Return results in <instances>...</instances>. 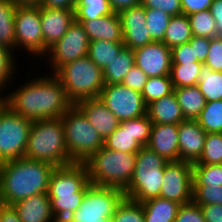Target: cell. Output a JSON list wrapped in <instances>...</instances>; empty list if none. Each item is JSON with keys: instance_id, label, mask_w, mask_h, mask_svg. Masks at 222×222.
I'll return each mask as SVG.
<instances>
[{"instance_id": "obj_1", "label": "cell", "mask_w": 222, "mask_h": 222, "mask_svg": "<svg viewBox=\"0 0 222 222\" xmlns=\"http://www.w3.org/2000/svg\"><path fill=\"white\" fill-rule=\"evenodd\" d=\"M13 90L2 96L3 103L14 113L32 121L62 117L73 105L63 85L51 73L32 76Z\"/></svg>"}, {"instance_id": "obj_2", "label": "cell", "mask_w": 222, "mask_h": 222, "mask_svg": "<svg viewBox=\"0 0 222 222\" xmlns=\"http://www.w3.org/2000/svg\"><path fill=\"white\" fill-rule=\"evenodd\" d=\"M54 168L47 162L26 157L1 163L2 195L5 205H13L30 196L47 193Z\"/></svg>"}, {"instance_id": "obj_3", "label": "cell", "mask_w": 222, "mask_h": 222, "mask_svg": "<svg viewBox=\"0 0 222 222\" xmlns=\"http://www.w3.org/2000/svg\"><path fill=\"white\" fill-rule=\"evenodd\" d=\"M90 185L84 163L75 162L54 168L47 193L57 222H65L79 208Z\"/></svg>"}, {"instance_id": "obj_4", "label": "cell", "mask_w": 222, "mask_h": 222, "mask_svg": "<svg viewBox=\"0 0 222 222\" xmlns=\"http://www.w3.org/2000/svg\"><path fill=\"white\" fill-rule=\"evenodd\" d=\"M24 157L54 167L70 164L61 117L32 122Z\"/></svg>"}, {"instance_id": "obj_5", "label": "cell", "mask_w": 222, "mask_h": 222, "mask_svg": "<svg viewBox=\"0 0 222 222\" xmlns=\"http://www.w3.org/2000/svg\"><path fill=\"white\" fill-rule=\"evenodd\" d=\"M135 162L136 153L115 151L103 146L84 164L91 184L125 191L131 182Z\"/></svg>"}, {"instance_id": "obj_6", "label": "cell", "mask_w": 222, "mask_h": 222, "mask_svg": "<svg viewBox=\"0 0 222 222\" xmlns=\"http://www.w3.org/2000/svg\"><path fill=\"white\" fill-rule=\"evenodd\" d=\"M54 75L73 104L85 99L99 98L105 86L103 70L88 56L61 66Z\"/></svg>"}, {"instance_id": "obj_7", "label": "cell", "mask_w": 222, "mask_h": 222, "mask_svg": "<svg viewBox=\"0 0 222 222\" xmlns=\"http://www.w3.org/2000/svg\"><path fill=\"white\" fill-rule=\"evenodd\" d=\"M167 161L147 146L136 153L131 182L125 189V198L142 203L160 197L164 166Z\"/></svg>"}, {"instance_id": "obj_8", "label": "cell", "mask_w": 222, "mask_h": 222, "mask_svg": "<svg viewBox=\"0 0 222 222\" xmlns=\"http://www.w3.org/2000/svg\"><path fill=\"white\" fill-rule=\"evenodd\" d=\"M70 164L84 163L104 146V140L83 112L73 104L61 117Z\"/></svg>"}, {"instance_id": "obj_9", "label": "cell", "mask_w": 222, "mask_h": 222, "mask_svg": "<svg viewBox=\"0 0 222 222\" xmlns=\"http://www.w3.org/2000/svg\"><path fill=\"white\" fill-rule=\"evenodd\" d=\"M125 198L118 188L91 184L79 208L65 222H111L116 208Z\"/></svg>"}, {"instance_id": "obj_10", "label": "cell", "mask_w": 222, "mask_h": 222, "mask_svg": "<svg viewBox=\"0 0 222 222\" xmlns=\"http://www.w3.org/2000/svg\"><path fill=\"white\" fill-rule=\"evenodd\" d=\"M32 122L0 104V164L24 157Z\"/></svg>"}, {"instance_id": "obj_11", "label": "cell", "mask_w": 222, "mask_h": 222, "mask_svg": "<svg viewBox=\"0 0 222 222\" xmlns=\"http://www.w3.org/2000/svg\"><path fill=\"white\" fill-rule=\"evenodd\" d=\"M89 39L82 24L76 20L64 36L51 46L42 58L49 61L51 74L61 66L88 55Z\"/></svg>"}, {"instance_id": "obj_12", "label": "cell", "mask_w": 222, "mask_h": 222, "mask_svg": "<svg viewBox=\"0 0 222 222\" xmlns=\"http://www.w3.org/2000/svg\"><path fill=\"white\" fill-rule=\"evenodd\" d=\"M99 99L120 122L143 117L147 114V105L142 93L123 84H105Z\"/></svg>"}, {"instance_id": "obj_13", "label": "cell", "mask_w": 222, "mask_h": 222, "mask_svg": "<svg viewBox=\"0 0 222 222\" xmlns=\"http://www.w3.org/2000/svg\"><path fill=\"white\" fill-rule=\"evenodd\" d=\"M16 52L27 51L33 58H43V34L40 7H17L15 13Z\"/></svg>"}, {"instance_id": "obj_14", "label": "cell", "mask_w": 222, "mask_h": 222, "mask_svg": "<svg viewBox=\"0 0 222 222\" xmlns=\"http://www.w3.org/2000/svg\"><path fill=\"white\" fill-rule=\"evenodd\" d=\"M152 122L146 114L143 117L120 122L119 127L104 140V147L126 153H137L147 146Z\"/></svg>"}, {"instance_id": "obj_15", "label": "cell", "mask_w": 222, "mask_h": 222, "mask_svg": "<svg viewBox=\"0 0 222 222\" xmlns=\"http://www.w3.org/2000/svg\"><path fill=\"white\" fill-rule=\"evenodd\" d=\"M160 198L182 204L192 202V164L185 161H169L164 166Z\"/></svg>"}, {"instance_id": "obj_16", "label": "cell", "mask_w": 222, "mask_h": 222, "mask_svg": "<svg viewBox=\"0 0 222 222\" xmlns=\"http://www.w3.org/2000/svg\"><path fill=\"white\" fill-rule=\"evenodd\" d=\"M135 65L147 76L158 77L170 75L171 48L163 42H152L133 50Z\"/></svg>"}, {"instance_id": "obj_17", "label": "cell", "mask_w": 222, "mask_h": 222, "mask_svg": "<svg viewBox=\"0 0 222 222\" xmlns=\"http://www.w3.org/2000/svg\"><path fill=\"white\" fill-rule=\"evenodd\" d=\"M123 44L131 50L144 47L147 44L154 42L146 27L145 8L138 5L126 9L119 13Z\"/></svg>"}, {"instance_id": "obj_18", "label": "cell", "mask_w": 222, "mask_h": 222, "mask_svg": "<svg viewBox=\"0 0 222 222\" xmlns=\"http://www.w3.org/2000/svg\"><path fill=\"white\" fill-rule=\"evenodd\" d=\"M43 34V57L60 40L75 20L74 10L40 7Z\"/></svg>"}, {"instance_id": "obj_19", "label": "cell", "mask_w": 222, "mask_h": 222, "mask_svg": "<svg viewBox=\"0 0 222 222\" xmlns=\"http://www.w3.org/2000/svg\"><path fill=\"white\" fill-rule=\"evenodd\" d=\"M206 132L197 120H184L179 124V160L196 163L204 148Z\"/></svg>"}, {"instance_id": "obj_20", "label": "cell", "mask_w": 222, "mask_h": 222, "mask_svg": "<svg viewBox=\"0 0 222 222\" xmlns=\"http://www.w3.org/2000/svg\"><path fill=\"white\" fill-rule=\"evenodd\" d=\"M179 125L152 124L147 147L167 162L179 161Z\"/></svg>"}, {"instance_id": "obj_21", "label": "cell", "mask_w": 222, "mask_h": 222, "mask_svg": "<svg viewBox=\"0 0 222 222\" xmlns=\"http://www.w3.org/2000/svg\"><path fill=\"white\" fill-rule=\"evenodd\" d=\"M75 105L83 112L103 140L119 127L120 121L118 118L107 109L99 98L81 100Z\"/></svg>"}, {"instance_id": "obj_22", "label": "cell", "mask_w": 222, "mask_h": 222, "mask_svg": "<svg viewBox=\"0 0 222 222\" xmlns=\"http://www.w3.org/2000/svg\"><path fill=\"white\" fill-rule=\"evenodd\" d=\"M22 222H57L48 193H40L12 205Z\"/></svg>"}, {"instance_id": "obj_23", "label": "cell", "mask_w": 222, "mask_h": 222, "mask_svg": "<svg viewBox=\"0 0 222 222\" xmlns=\"http://www.w3.org/2000/svg\"><path fill=\"white\" fill-rule=\"evenodd\" d=\"M82 24L89 41L106 40L123 42V33L119 14L112 13L94 20L78 21Z\"/></svg>"}, {"instance_id": "obj_24", "label": "cell", "mask_w": 222, "mask_h": 222, "mask_svg": "<svg viewBox=\"0 0 222 222\" xmlns=\"http://www.w3.org/2000/svg\"><path fill=\"white\" fill-rule=\"evenodd\" d=\"M147 115L152 124L179 125L186 120L174 92L148 104Z\"/></svg>"}, {"instance_id": "obj_25", "label": "cell", "mask_w": 222, "mask_h": 222, "mask_svg": "<svg viewBox=\"0 0 222 222\" xmlns=\"http://www.w3.org/2000/svg\"><path fill=\"white\" fill-rule=\"evenodd\" d=\"M174 94L177 97L184 118L188 120H196L206 105V100L200 92L199 87L196 85L174 88Z\"/></svg>"}, {"instance_id": "obj_26", "label": "cell", "mask_w": 222, "mask_h": 222, "mask_svg": "<svg viewBox=\"0 0 222 222\" xmlns=\"http://www.w3.org/2000/svg\"><path fill=\"white\" fill-rule=\"evenodd\" d=\"M144 211V222H174L179 203L163 199L152 198L141 203Z\"/></svg>"}, {"instance_id": "obj_27", "label": "cell", "mask_w": 222, "mask_h": 222, "mask_svg": "<svg viewBox=\"0 0 222 222\" xmlns=\"http://www.w3.org/2000/svg\"><path fill=\"white\" fill-rule=\"evenodd\" d=\"M135 65L134 52L128 47H123L104 69L103 79L105 84H119L125 75Z\"/></svg>"}, {"instance_id": "obj_28", "label": "cell", "mask_w": 222, "mask_h": 222, "mask_svg": "<svg viewBox=\"0 0 222 222\" xmlns=\"http://www.w3.org/2000/svg\"><path fill=\"white\" fill-rule=\"evenodd\" d=\"M12 0H0V45L16 51L15 13Z\"/></svg>"}, {"instance_id": "obj_29", "label": "cell", "mask_w": 222, "mask_h": 222, "mask_svg": "<svg viewBox=\"0 0 222 222\" xmlns=\"http://www.w3.org/2000/svg\"><path fill=\"white\" fill-rule=\"evenodd\" d=\"M192 37L193 33L188 16L180 14L171 18L162 42L168 48H173L189 42Z\"/></svg>"}, {"instance_id": "obj_30", "label": "cell", "mask_w": 222, "mask_h": 222, "mask_svg": "<svg viewBox=\"0 0 222 222\" xmlns=\"http://www.w3.org/2000/svg\"><path fill=\"white\" fill-rule=\"evenodd\" d=\"M197 86L206 102L222 100V72L212 71L203 64L198 75Z\"/></svg>"}, {"instance_id": "obj_31", "label": "cell", "mask_w": 222, "mask_h": 222, "mask_svg": "<svg viewBox=\"0 0 222 222\" xmlns=\"http://www.w3.org/2000/svg\"><path fill=\"white\" fill-rule=\"evenodd\" d=\"M123 47V42H109L106 40L89 41L87 56L103 70L117 57Z\"/></svg>"}, {"instance_id": "obj_32", "label": "cell", "mask_w": 222, "mask_h": 222, "mask_svg": "<svg viewBox=\"0 0 222 222\" xmlns=\"http://www.w3.org/2000/svg\"><path fill=\"white\" fill-rule=\"evenodd\" d=\"M203 63L171 64L170 79L174 88L196 86Z\"/></svg>"}, {"instance_id": "obj_33", "label": "cell", "mask_w": 222, "mask_h": 222, "mask_svg": "<svg viewBox=\"0 0 222 222\" xmlns=\"http://www.w3.org/2000/svg\"><path fill=\"white\" fill-rule=\"evenodd\" d=\"M76 21L94 20L113 13L108 0H79L75 10Z\"/></svg>"}, {"instance_id": "obj_34", "label": "cell", "mask_w": 222, "mask_h": 222, "mask_svg": "<svg viewBox=\"0 0 222 222\" xmlns=\"http://www.w3.org/2000/svg\"><path fill=\"white\" fill-rule=\"evenodd\" d=\"M196 120L206 133H221L222 100L206 102L200 116Z\"/></svg>"}, {"instance_id": "obj_35", "label": "cell", "mask_w": 222, "mask_h": 222, "mask_svg": "<svg viewBox=\"0 0 222 222\" xmlns=\"http://www.w3.org/2000/svg\"><path fill=\"white\" fill-rule=\"evenodd\" d=\"M193 186H222V164H192Z\"/></svg>"}, {"instance_id": "obj_36", "label": "cell", "mask_w": 222, "mask_h": 222, "mask_svg": "<svg viewBox=\"0 0 222 222\" xmlns=\"http://www.w3.org/2000/svg\"><path fill=\"white\" fill-rule=\"evenodd\" d=\"M174 92V86L169 75L149 77L142 91L144 103L160 99Z\"/></svg>"}, {"instance_id": "obj_37", "label": "cell", "mask_w": 222, "mask_h": 222, "mask_svg": "<svg viewBox=\"0 0 222 222\" xmlns=\"http://www.w3.org/2000/svg\"><path fill=\"white\" fill-rule=\"evenodd\" d=\"M145 15L146 27L149 30L152 40L162 42L172 16L160 9L150 8H145Z\"/></svg>"}, {"instance_id": "obj_38", "label": "cell", "mask_w": 222, "mask_h": 222, "mask_svg": "<svg viewBox=\"0 0 222 222\" xmlns=\"http://www.w3.org/2000/svg\"><path fill=\"white\" fill-rule=\"evenodd\" d=\"M12 50L0 45V95L3 96L7 91V87H11V82H14L12 79L16 76V70L18 68L16 63L17 59ZM14 76V77H13ZM10 84V85H9ZM3 91V92H2Z\"/></svg>"}, {"instance_id": "obj_39", "label": "cell", "mask_w": 222, "mask_h": 222, "mask_svg": "<svg viewBox=\"0 0 222 222\" xmlns=\"http://www.w3.org/2000/svg\"><path fill=\"white\" fill-rule=\"evenodd\" d=\"M193 36L213 38L217 36L216 22L210 10L188 15Z\"/></svg>"}, {"instance_id": "obj_40", "label": "cell", "mask_w": 222, "mask_h": 222, "mask_svg": "<svg viewBox=\"0 0 222 222\" xmlns=\"http://www.w3.org/2000/svg\"><path fill=\"white\" fill-rule=\"evenodd\" d=\"M194 164H222V134L207 133L203 152Z\"/></svg>"}, {"instance_id": "obj_41", "label": "cell", "mask_w": 222, "mask_h": 222, "mask_svg": "<svg viewBox=\"0 0 222 222\" xmlns=\"http://www.w3.org/2000/svg\"><path fill=\"white\" fill-rule=\"evenodd\" d=\"M111 222H144L142 204L124 198L116 208Z\"/></svg>"}, {"instance_id": "obj_42", "label": "cell", "mask_w": 222, "mask_h": 222, "mask_svg": "<svg viewBox=\"0 0 222 222\" xmlns=\"http://www.w3.org/2000/svg\"><path fill=\"white\" fill-rule=\"evenodd\" d=\"M192 201L197 205H222V186H193Z\"/></svg>"}, {"instance_id": "obj_43", "label": "cell", "mask_w": 222, "mask_h": 222, "mask_svg": "<svg viewBox=\"0 0 222 222\" xmlns=\"http://www.w3.org/2000/svg\"><path fill=\"white\" fill-rule=\"evenodd\" d=\"M174 222H206L200 205L193 201L179 206Z\"/></svg>"}, {"instance_id": "obj_44", "label": "cell", "mask_w": 222, "mask_h": 222, "mask_svg": "<svg viewBox=\"0 0 222 222\" xmlns=\"http://www.w3.org/2000/svg\"><path fill=\"white\" fill-rule=\"evenodd\" d=\"M204 65L208 66L212 71L222 72V37L211 38L209 52Z\"/></svg>"}, {"instance_id": "obj_45", "label": "cell", "mask_w": 222, "mask_h": 222, "mask_svg": "<svg viewBox=\"0 0 222 222\" xmlns=\"http://www.w3.org/2000/svg\"><path fill=\"white\" fill-rule=\"evenodd\" d=\"M201 63L195 57L194 46L190 42L171 48V64Z\"/></svg>"}, {"instance_id": "obj_46", "label": "cell", "mask_w": 222, "mask_h": 222, "mask_svg": "<svg viewBox=\"0 0 222 222\" xmlns=\"http://www.w3.org/2000/svg\"><path fill=\"white\" fill-rule=\"evenodd\" d=\"M144 8L160 9L170 16L182 14L181 0H141Z\"/></svg>"}, {"instance_id": "obj_47", "label": "cell", "mask_w": 222, "mask_h": 222, "mask_svg": "<svg viewBox=\"0 0 222 222\" xmlns=\"http://www.w3.org/2000/svg\"><path fill=\"white\" fill-rule=\"evenodd\" d=\"M147 79L148 76L138 66L134 65L125 75L121 84L142 93Z\"/></svg>"}, {"instance_id": "obj_48", "label": "cell", "mask_w": 222, "mask_h": 222, "mask_svg": "<svg viewBox=\"0 0 222 222\" xmlns=\"http://www.w3.org/2000/svg\"><path fill=\"white\" fill-rule=\"evenodd\" d=\"M189 42L191 46H194L195 57L197 58L198 62L204 64L209 52L211 38L193 36Z\"/></svg>"}, {"instance_id": "obj_49", "label": "cell", "mask_w": 222, "mask_h": 222, "mask_svg": "<svg viewBox=\"0 0 222 222\" xmlns=\"http://www.w3.org/2000/svg\"><path fill=\"white\" fill-rule=\"evenodd\" d=\"M214 0H181L182 14L191 15L209 10Z\"/></svg>"}, {"instance_id": "obj_50", "label": "cell", "mask_w": 222, "mask_h": 222, "mask_svg": "<svg viewBox=\"0 0 222 222\" xmlns=\"http://www.w3.org/2000/svg\"><path fill=\"white\" fill-rule=\"evenodd\" d=\"M200 208L206 222H222V205L206 204L200 205Z\"/></svg>"}, {"instance_id": "obj_51", "label": "cell", "mask_w": 222, "mask_h": 222, "mask_svg": "<svg viewBox=\"0 0 222 222\" xmlns=\"http://www.w3.org/2000/svg\"><path fill=\"white\" fill-rule=\"evenodd\" d=\"M209 10L216 22L217 36L222 37V0H214Z\"/></svg>"}, {"instance_id": "obj_52", "label": "cell", "mask_w": 222, "mask_h": 222, "mask_svg": "<svg viewBox=\"0 0 222 222\" xmlns=\"http://www.w3.org/2000/svg\"><path fill=\"white\" fill-rule=\"evenodd\" d=\"M111 10L114 13L120 12L141 5V0H108Z\"/></svg>"}, {"instance_id": "obj_53", "label": "cell", "mask_w": 222, "mask_h": 222, "mask_svg": "<svg viewBox=\"0 0 222 222\" xmlns=\"http://www.w3.org/2000/svg\"><path fill=\"white\" fill-rule=\"evenodd\" d=\"M76 4L75 0H42L41 7L75 10Z\"/></svg>"}, {"instance_id": "obj_54", "label": "cell", "mask_w": 222, "mask_h": 222, "mask_svg": "<svg viewBox=\"0 0 222 222\" xmlns=\"http://www.w3.org/2000/svg\"><path fill=\"white\" fill-rule=\"evenodd\" d=\"M0 222H22L15 208L12 205H3L0 207Z\"/></svg>"}, {"instance_id": "obj_55", "label": "cell", "mask_w": 222, "mask_h": 222, "mask_svg": "<svg viewBox=\"0 0 222 222\" xmlns=\"http://www.w3.org/2000/svg\"><path fill=\"white\" fill-rule=\"evenodd\" d=\"M16 7H41L42 0H12Z\"/></svg>"}, {"instance_id": "obj_56", "label": "cell", "mask_w": 222, "mask_h": 222, "mask_svg": "<svg viewBox=\"0 0 222 222\" xmlns=\"http://www.w3.org/2000/svg\"><path fill=\"white\" fill-rule=\"evenodd\" d=\"M5 205L4 200H3V195H2V177H1V172H0V207Z\"/></svg>"}, {"instance_id": "obj_57", "label": "cell", "mask_w": 222, "mask_h": 222, "mask_svg": "<svg viewBox=\"0 0 222 222\" xmlns=\"http://www.w3.org/2000/svg\"><path fill=\"white\" fill-rule=\"evenodd\" d=\"M3 102V98L2 96L0 95V104Z\"/></svg>"}]
</instances>
